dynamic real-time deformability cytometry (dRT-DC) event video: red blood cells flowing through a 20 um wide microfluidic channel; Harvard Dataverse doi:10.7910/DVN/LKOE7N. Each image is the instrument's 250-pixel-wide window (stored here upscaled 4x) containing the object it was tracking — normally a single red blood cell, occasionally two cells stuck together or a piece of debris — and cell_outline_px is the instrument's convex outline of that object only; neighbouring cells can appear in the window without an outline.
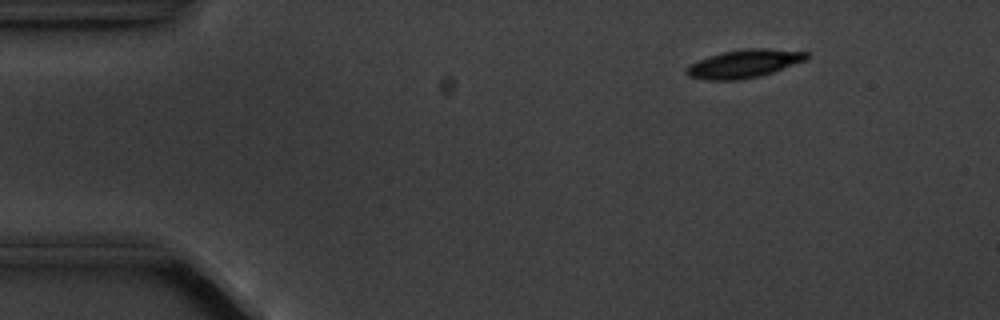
{"species": "common noctule bat (a hibernating species)", "species_latin": "Nyctalus noctula", "temperature_condition": "cold", "stored_images_in_passage": 8, "camera_frame_rate_fps": 3000, "um_per_image_px": 0.085, "animal": {"sex": "male", "body_mass_g": 20.1, "forearm_length_mm": 53.5}, "frame": {"image": 1, "passage_image": 2, "time_ms": 1.333, "image_size_px": [1000, 320], "cell_outline_px": [[808, 60], [760, 76], [740, 80], [704, 80], [688, 76], [684, 72], [684, 68], [688, 64], [708, 56], [724, 52], [744, 48], [768, 48], [808, 52]], "centroid_in_image_um": [63.22, 5.42], "position_along_channel_um": 21.8, "area_um2": 20.0}}
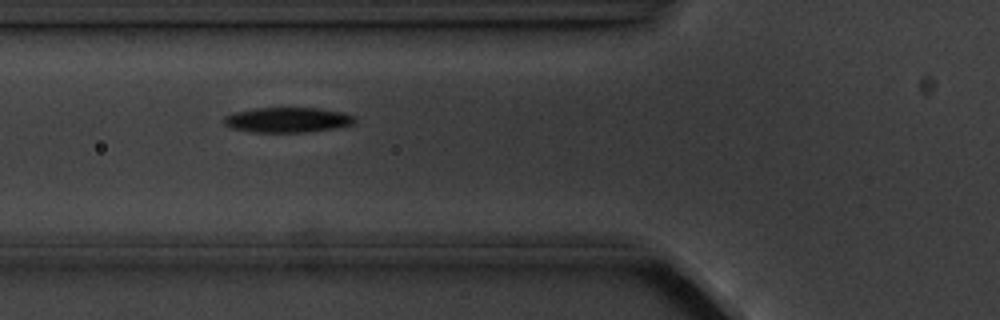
{"frame": {"image": 2, "passage_image": 6, "time_ms": 5.667, "image_size_px": [1000, 320], "cell_outline_px": [[356, 124], [336, 128], [308, 132], [248, 132], [232, 128], [224, 124], [224, 116], [236, 112], [256, 108], [320, 108], [340, 112], [356, 116]], "centroid_in_image_um": [24.48, 10.2], "position_along_channel_um": 101.3, "area_um2": 19.25}}
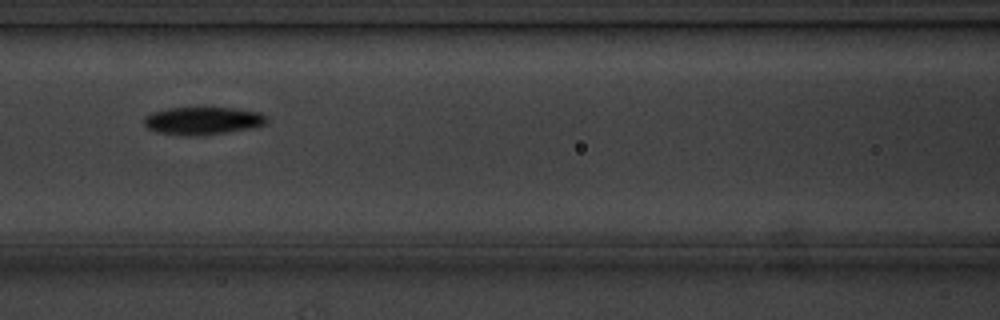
{"frame": {"image": 3, "passage_image": 7, "time_ms": 7.0, "image_size_px": [1000, 320], "cell_outline_px": [[268, 124], [252, 128], [228, 132], [196, 136], [156, 132], [148, 128], [144, 124], [144, 116], [152, 112], [168, 108], [232, 108], [260, 112], [268, 116]], "centroid_in_image_um": [17.28, 10.26], "position_along_channel_um": 149.3, "area_um2": 19.88}}